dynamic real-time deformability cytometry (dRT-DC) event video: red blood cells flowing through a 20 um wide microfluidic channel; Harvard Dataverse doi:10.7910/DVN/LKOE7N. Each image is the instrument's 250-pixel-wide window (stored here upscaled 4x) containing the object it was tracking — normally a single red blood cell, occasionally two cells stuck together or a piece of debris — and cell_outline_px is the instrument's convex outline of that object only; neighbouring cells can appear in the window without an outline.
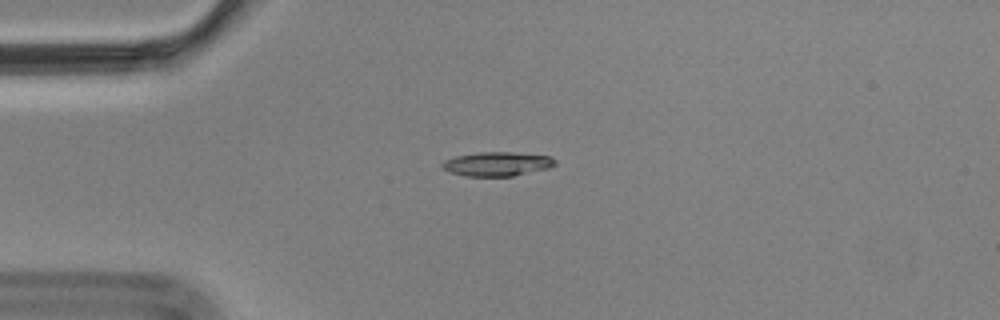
{"species": "Egyptian fruit bat (a non-hibernating species)", "species_latin": "Rousettus aegyptiacus", "temperature_condition": "cold", "stored_images_in_passage": 10, "camera_frame_rate_fps": 3000, "um_per_image_px": 0.085, "animal": {"sex": "male"}, "frame": {"image": 1, "passage_image": 1, "time_ms": 0.0, "image_size_px": [1000, 320], "cell_outline_px": [[556, 164], [548, 168], [512, 176], [464, 176], [448, 172], [440, 164], [444, 160], [456, 156], [480, 152], [512, 152], [548, 156], [556, 160]], "centroid_in_image_um": [42.22, 13.94], "position_along_channel_um": 42.8, "area_um2": 15.78}}
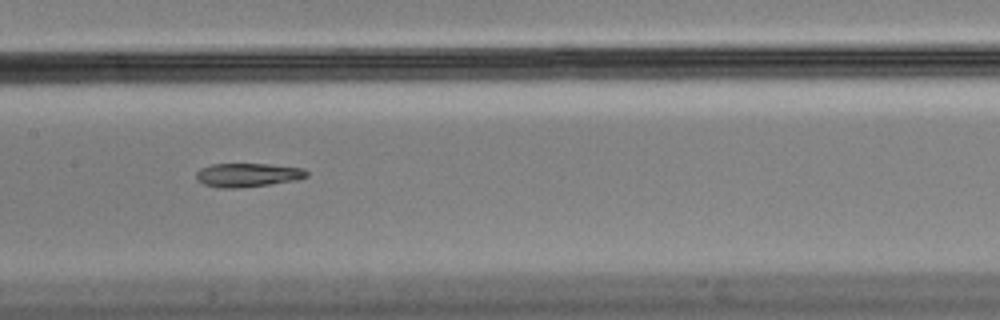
{"frame": {"image": 2, "passage_image": 5, "time_ms": 1.333, "image_size_px": [1000, 320], "cell_outline_px": [[308, 176], [296, 180], [268, 184], [236, 188], [220, 188], [204, 184], [196, 180], [196, 172], [200, 168], [212, 164], [268, 164], [304, 168], [308, 172]], "centroid_in_image_um": [21.04, 14.87], "position_along_channel_um": 186.4, "area_um2": 15.26}}
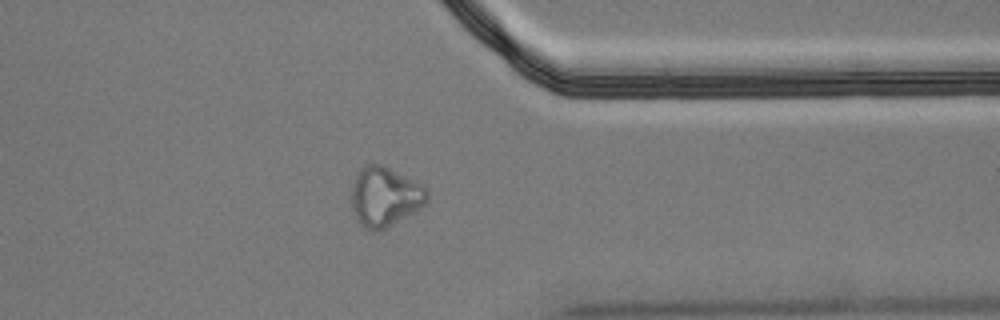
{"frame": {"image": 3, "passage_image": 10, "time_ms": 3.0, "image_size_px": [1000, 320], "cell_outline_px": [[428, 200], [420, 208], [384, 228], [376, 232], [372, 232], [364, 228], [356, 220], [352, 208], [352, 184], [356, 172], [360, 168], [368, 164], [380, 164], [424, 184], [428, 192]], "centroid_in_image_um": [32.69, 16.71], "position_along_channel_um": 378.7, "area_um2": 26.3}}